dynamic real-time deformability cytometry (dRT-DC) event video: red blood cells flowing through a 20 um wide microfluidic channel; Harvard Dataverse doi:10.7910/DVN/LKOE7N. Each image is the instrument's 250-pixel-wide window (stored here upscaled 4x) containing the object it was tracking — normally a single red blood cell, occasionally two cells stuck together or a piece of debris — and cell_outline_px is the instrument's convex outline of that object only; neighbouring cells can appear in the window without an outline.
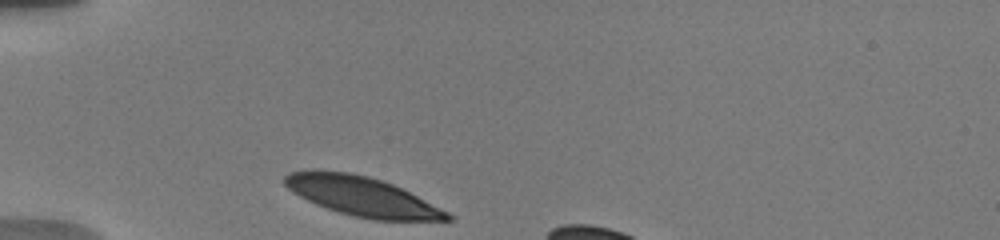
{"species": "human", "species_latin": "Homo sapiens", "temperature_condition": "warm", "stored_images_in_passage": 4, "camera_frame_rate_fps": 3000, "um_per_image_px": 0.085, "donor": {"sex": "male"}, "frame": {"image": 1, "passage_image": 1, "time_ms": 0.0, "image_size_px": [1000, 240], "cell_outline_px": [[456, 216], [452, 220], [372, 220], [352, 216], [316, 204], [292, 192], [284, 184], [284, 176], [288, 172], [352, 172], [368, 176], [392, 184]], "centroid_in_image_um": [30.8, 16.72], "position_along_channel_um": 54.2, "area_um2": 36.41}}